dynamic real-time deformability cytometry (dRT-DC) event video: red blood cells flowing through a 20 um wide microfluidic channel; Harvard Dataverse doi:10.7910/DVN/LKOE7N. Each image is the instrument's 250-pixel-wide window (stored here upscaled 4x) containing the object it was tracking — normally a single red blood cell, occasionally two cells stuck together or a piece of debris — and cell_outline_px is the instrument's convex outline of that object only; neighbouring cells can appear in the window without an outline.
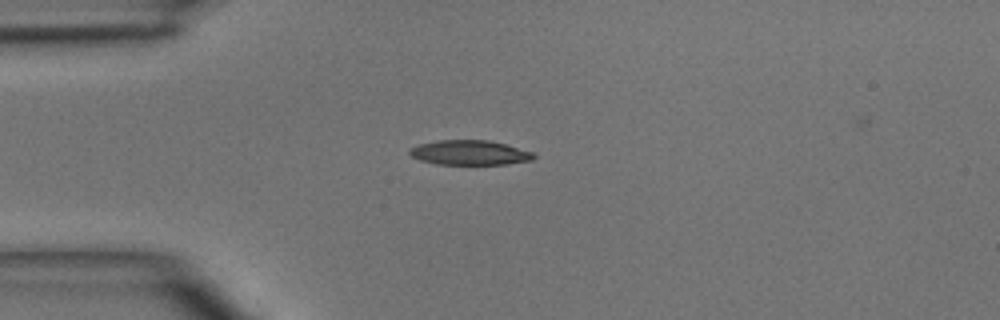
{"species": "common noctule bat (a hibernating species)", "species_latin": "Nyctalus noctula", "temperature_condition": "room temperature", "stored_images_in_passage": 2, "camera_frame_rate_fps": 3000, "um_per_image_px": 0.085, "animal": {"sex": "male", "body_mass_g": 15.6}, "frame": {"image": 1, "passage_image": 1, "time_ms": 0.0, "image_size_px": [1000, 320], "cell_outline_px": [[536, 156], [532, 160], [504, 164], [436, 164], [420, 160], [412, 156], [408, 152], [408, 148], [420, 144], [436, 140], [488, 140], [504, 144], [532, 152]], "centroid_in_image_um": [39.87, 12.97], "position_along_channel_um": 45.1, "area_um2": 17.74}}